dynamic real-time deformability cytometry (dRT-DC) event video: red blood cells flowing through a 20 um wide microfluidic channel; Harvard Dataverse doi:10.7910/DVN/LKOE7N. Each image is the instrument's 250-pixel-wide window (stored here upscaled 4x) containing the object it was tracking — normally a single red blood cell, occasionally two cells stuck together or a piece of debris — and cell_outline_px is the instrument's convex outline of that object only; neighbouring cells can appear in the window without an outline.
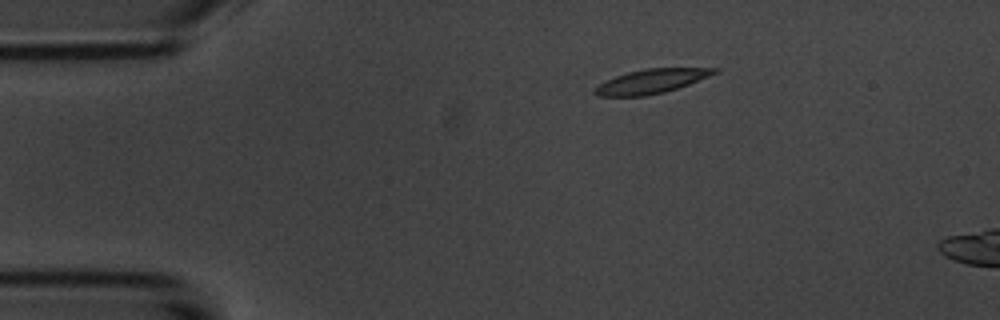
{"species": "common noctule bat (a hibernating species)", "species_latin": "Nyctalus noctula", "temperature_condition": "room temperature", "stored_images_in_passage": 6, "camera_frame_rate_fps": 3000, "um_per_image_px": 0.085, "animal": {"sex": "male", "body_mass_g": 20.1, "forearm_length_mm": 53.5}, "frame": {"image": 1, "passage_image": 3, "time_ms": 2.333, "image_size_px": [1000, 320], "cell_outline_px": [[720, 72], [688, 84], [664, 92], [644, 96], [596, 96], [592, 92], [600, 84], [616, 76], [628, 72], [648, 68], [720, 68]], "centroid_in_image_um": [55.39, 6.91], "position_along_channel_um": 29.6, "area_um2": 16.65}}
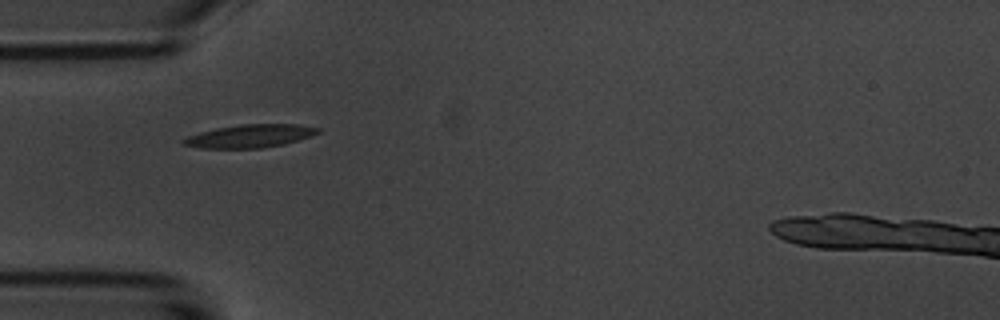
{"frame": {"image": 2, "passage_image": 5, "time_ms": 4.667, "image_size_px": [1000, 320], "cell_outline_px": [[320, 132], [312, 136], [284, 144], [260, 148], [200, 148], [184, 144], [180, 140], [188, 136], [200, 132], [216, 128], [240, 124], [300, 124], [320, 128]], "centroid_in_image_um": [21.27, 11.55], "position_along_channel_um": 63.7, "area_um2": 18.09}}